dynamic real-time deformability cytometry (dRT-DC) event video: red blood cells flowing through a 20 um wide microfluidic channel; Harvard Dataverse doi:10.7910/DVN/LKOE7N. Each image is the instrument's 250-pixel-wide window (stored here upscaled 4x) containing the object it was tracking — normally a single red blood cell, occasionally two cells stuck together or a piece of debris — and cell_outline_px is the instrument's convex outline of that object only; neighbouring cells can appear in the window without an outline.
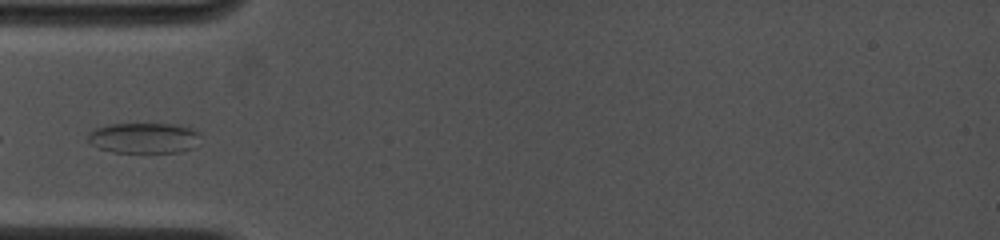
{"species": "common noctule bat (a hibernating species)", "species_latin": "Nyctalus noctula", "temperature_condition": "cold", "stored_images_in_passage": 3, "camera_frame_rate_fps": 4500, "um_per_image_px": 0.085, "animal": {"sex": "female", "body_mass_g": 19.0, "forearm_length_mm": 53.3}, "frame": {"image": 1, "passage_image": 2, "time_ms": 0.667, "image_size_px": [1000, 240], "cell_outline_px": [[200, 136], [192, 148], [180, 152], [112, 152], [100, 148], [92, 144], [88, 140], [88, 132], [96, 128], [108, 124], [180, 124], [192, 128], [200, 132]], "centroid_in_image_um": [12.25, 11.71], "position_along_channel_um": 72.8, "area_um2": 20.06}}